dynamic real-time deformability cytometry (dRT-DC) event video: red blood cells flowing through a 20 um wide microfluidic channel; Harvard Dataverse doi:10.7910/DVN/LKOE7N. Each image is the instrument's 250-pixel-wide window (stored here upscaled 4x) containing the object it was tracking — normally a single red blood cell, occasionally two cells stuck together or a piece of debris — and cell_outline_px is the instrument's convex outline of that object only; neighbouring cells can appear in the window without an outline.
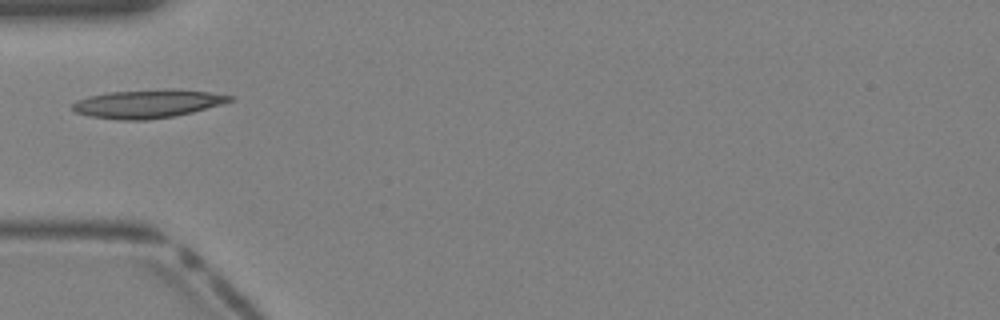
{"species": "Egyptian fruit bat (a non-hibernating species)", "species_latin": "Rousettus aegyptiacus", "temperature_condition": "warm", "stored_images_in_passage": 22, "camera_frame_rate_fps": 3000, "um_per_image_px": 0.085, "animal": {"sex": "female"}, "frame": {"image": 1, "passage_image": 1, "time_ms": 0.0, "image_size_px": [1000, 320], "cell_outline_px": [[236, 100], [192, 112], [172, 116], [144, 120], [116, 120], [88, 116], [76, 112], [72, 108], [72, 104], [76, 100], [88, 96], [108, 92], [172, 88], [212, 92], [236, 96]], "centroid_in_image_um": [12.58, 8.8], "position_along_channel_um": 72.4, "area_um2": 26.3}}
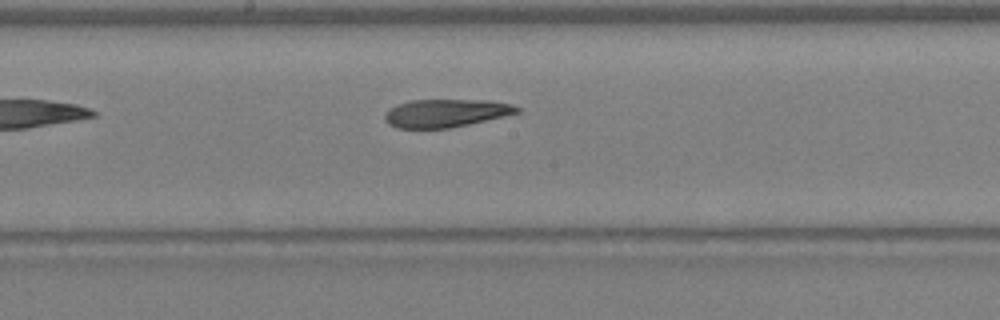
{"frame": {"image": 2, "passage_image": 9, "time_ms": 2.667, "image_size_px": [1000, 320], "cell_outline_px": [[520, 112], [468, 124], [448, 128], [396, 128], [388, 124], [384, 120], [384, 112], [388, 108], [412, 100], [488, 100], [508, 104], [520, 108]], "centroid_in_image_um": [37.82, 9.62], "position_along_channel_um": 210.4, "area_um2": 21.39}}
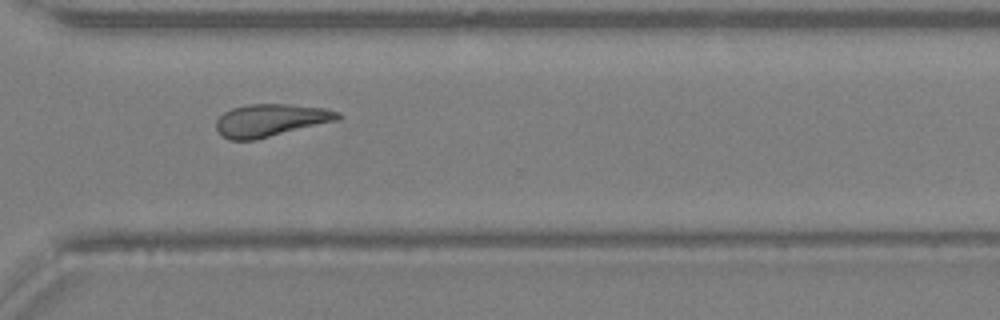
{"frame": {"image": 3, "passage_image": 17, "time_ms": 5.333, "image_size_px": [1000, 320], "cell_outline_px": [[344, 116], [340, 120], [256, 140], [228, 140], [220, 136], [216, 128], [216, 120], [224, 112], [232, 108], [248, 104], [288, 104], [328, 108], [340, 112]], "centroid_in_image_um": [23.05, 10.23], "position_along_channel_um": 347.6, "area_um2": 23.58}}